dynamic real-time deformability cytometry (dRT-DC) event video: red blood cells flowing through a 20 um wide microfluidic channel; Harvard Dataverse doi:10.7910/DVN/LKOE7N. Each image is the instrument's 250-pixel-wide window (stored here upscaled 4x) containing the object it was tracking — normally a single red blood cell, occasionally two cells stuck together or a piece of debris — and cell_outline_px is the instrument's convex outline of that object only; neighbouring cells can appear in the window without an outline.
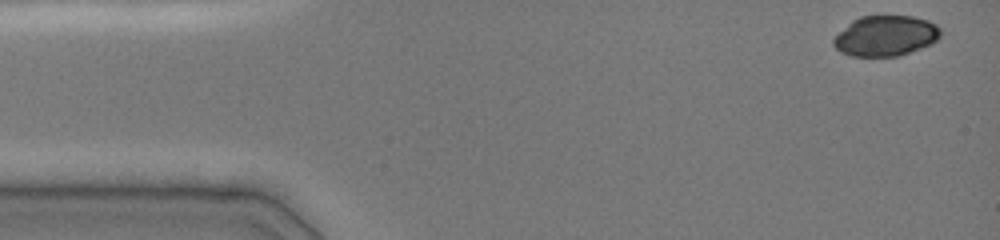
{"species": "common noctule bat (a hibernating species)", "species_latin": "Nyctalus noctula", "temperature_condition": "cold", "stored_images_in_passage": 26, "camera_frame_rate_fps": 3000, "um_per_image_px": 0.085, "animal": {"sex": "female", "body_mass_g": 19.0, "forearm_length_mm": 51.5}, "frame": {"image": 1, "passage_image": 1, "time_ms": 0.0, "image_size_px": [1000, 240], "cell_outline_px": [[940, 36], [932, 44], [900, 56], [852, 56], [840, 52], [832, 44], [832, 40], [852, 20], [860, 16], [912, 16], [928, 20], [936, 24], [940, 28]], "centroid_in_image_um": [75.29, 3.05], "position_along_channel_um": 9.7, "area_um2": 25.26}}
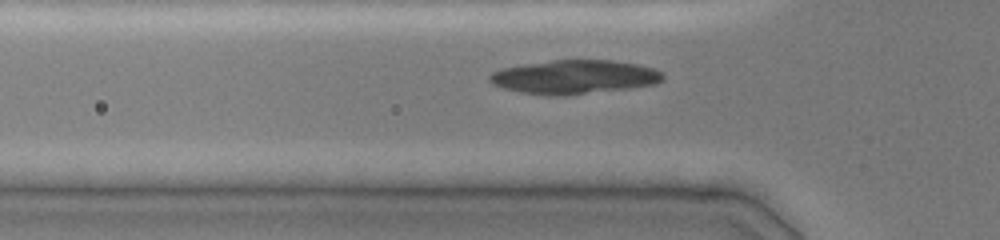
{"frame": {"image": 2, "passage_image": 10, "time_ms": 4.333, "image_size_px": [1000, 240], "cell_outline_px": [[664, 80], [652, 84], [628, 88], [584, 92], [520, 92], [504, 88], [492, 84], [488, 80], [488, 76], [492, 72], [500, 68], [524, 64], [552, 60], [612, 60], [640, 64], [664, 72]], "centroid_in_image_um": [48.84, 6.48], "position_along_channel_um": 77.0, "area_um2": 32.89}}
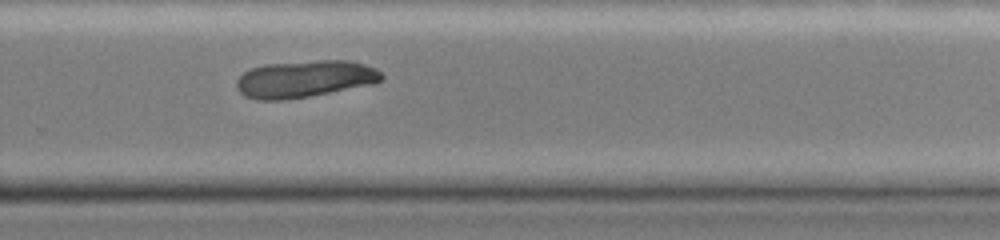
{"frame": {"image": 3, "passage_image": 26, "time_ms": 10.0, "image_size_px": [1000, 240], "cell_outline_px": [[384, 76], [380, 80], [372, 84], [308, 96], [280, 100], [256, 100], [244, 96], [236, 88], [236, 80], [244, 72], [252, 68], [264, 64], [316, 60], [348, 60], [364, 64], [376, 68]], "centroid_in_image_um": [25.87, 6.7], "position_along_channel_um": 303.9, "area_um2": 31.21}}